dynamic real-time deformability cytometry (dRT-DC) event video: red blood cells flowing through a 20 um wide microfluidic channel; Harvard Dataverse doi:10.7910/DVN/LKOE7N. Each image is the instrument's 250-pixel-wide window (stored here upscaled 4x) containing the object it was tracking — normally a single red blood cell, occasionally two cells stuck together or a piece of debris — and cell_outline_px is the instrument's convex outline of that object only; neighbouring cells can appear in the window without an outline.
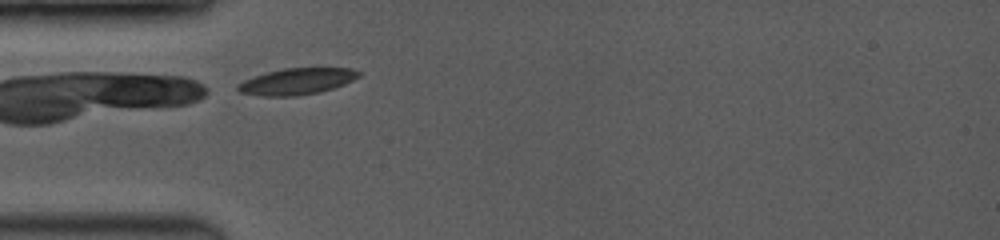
{"species": "common noctule bat (a hibernating species)", "species_latin": "Nyctalus noctula", "temperature_condition": "room temperature", "stored_images_in_passage": 21, "camera_frame_rate_fps": 3500, "um_per_image_px": 0.085, "animal": {"sex": "female", "body_mass_g": 19.0, "forearm_length_mm": 53.3}, "frame": {"image": 1, "passage_image": 1, "time_ms": 0.0, "image_size_px": [1000, 240], "cell_outline_px": [[360, 76], [344, 84], [320, 92], [296, 96], [264, 96], [240, 92], [236, 88], [236, 84], [244, 80], [268, 72], [284, 68], [352, 68], [360, 72]], "centroid_in_image_um": [25.23, 6.92], "position_along_channel_um": 59.8, "area_um2": 18.44}}
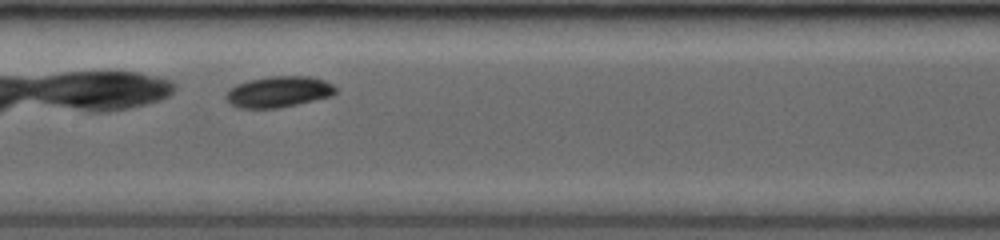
{"frame": {"image": 2, "passage_image": 9, "time_ms": 3.143, "image_size_px": [1000, 240], "cell_outline_px": [[336, 92], [332, 96], [280, 108], [240, 108], [232, 104], [224, 96], [228, 88], [236, 84], [248, 80], [268, 76], [308, 76], [324, 80], [332, 84], [336, 88]], "centroid_in_image_um": [23.67, 7.8], "position_along_channel_um": 183.7, "area_um2": 19.94}}
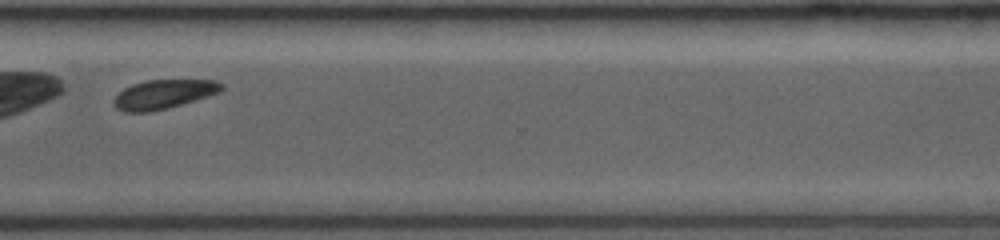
{"frame": {"image": 3, "passage_image": 19, "time_ms": 7.429, "image_size_px": [1000, 240], "cell_outline_px": [[224, 88], [220, 92], [208, 96], [168, 108], [148, 112], [124, 112], [116, 108], [112, 100], [124, 88], [132, 84], [144, 80], [216, 80], [224, 84]], "centroid_in_image_um": [13.91, 8.0], "position_along_channel_um": 356.7, "area_um2": 18.32}}